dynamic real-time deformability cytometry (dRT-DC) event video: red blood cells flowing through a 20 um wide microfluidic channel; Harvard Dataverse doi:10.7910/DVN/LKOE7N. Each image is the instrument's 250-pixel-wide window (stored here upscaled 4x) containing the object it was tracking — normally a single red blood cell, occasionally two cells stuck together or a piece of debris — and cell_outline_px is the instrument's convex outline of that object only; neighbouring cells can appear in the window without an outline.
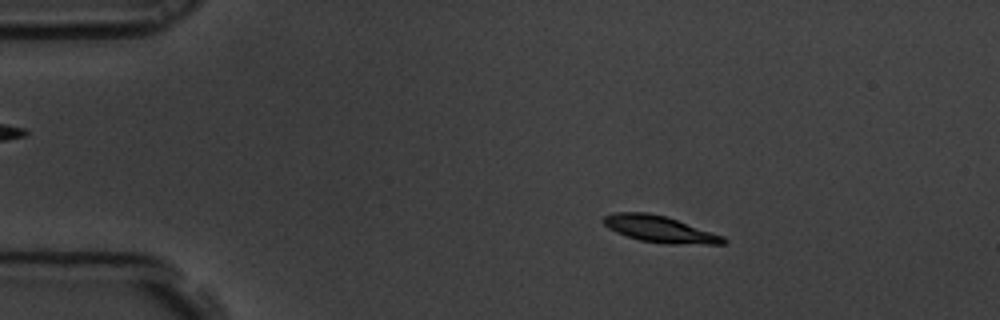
{"species": "common noctule bat (a hibernating species)", "species_latin": "Nyctalus noctula", "temperature_condition": "room temperature", "stored_images_in_passage": 18, "camera_frame_rate_fps": 3000, "um_per_image_px": 0.085, "animal": {"sex": "male", "body_mass_g": 19.5, "forearm_length_mm": 54.6}, "frame": {"image": 1, "passage_image": 10, "time_ms": 3.0, "image_size_px": [1000, 320], "cell_outline_px": [[728, 240], [724, 244], [664, 244], [640, 240], [616, 232], [608, 228], [600, 220], [604, 216], [616, 212], [648, 212], [668, 216], [724, 236]], "centroid_in_image_um": [56.09, 19.47], "position_along_channel_um": 28.9, "area_um2": 18.79}}